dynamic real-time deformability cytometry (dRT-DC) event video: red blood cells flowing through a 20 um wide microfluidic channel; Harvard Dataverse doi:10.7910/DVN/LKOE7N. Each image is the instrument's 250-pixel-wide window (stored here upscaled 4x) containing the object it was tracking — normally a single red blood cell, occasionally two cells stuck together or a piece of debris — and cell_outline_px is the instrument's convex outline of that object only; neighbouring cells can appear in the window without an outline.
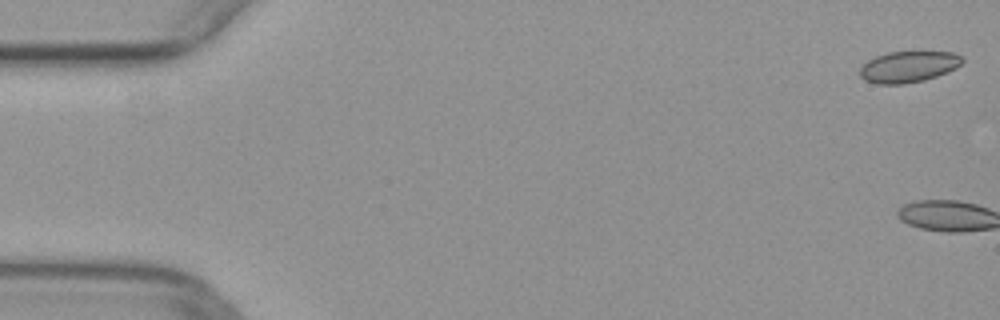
{"species": "common noctule bat (a hibernating species)", "species_latin": "Nyctalus noctula", "temperature_condition": "warm", "stored_images_in_passage": 3, "camera_frame_rate_fps": 3000, "um_per_image_px": 0.085, "animal": {"sex": "female", "body_mass_g": 29.2, "forearm_length_mm": 56.3}, "frame": {"image": 1, "passage_image": 1, "time_ms": 0.0, "image_size_px": [1000, 320], "cell_outline_px": [[964, 60], [956, 68], [936, 76], [924, 80], [904, 84], [876, 84], [864, 80], [860, 76], [860, 68], [868, 60], [876, 56], [888, 52], [952, 52], [964, 56]], "centroid_in_image_um": [77.22, 5.67], "position_along_channel_um": 7.8, "area_um2": 18.61}}